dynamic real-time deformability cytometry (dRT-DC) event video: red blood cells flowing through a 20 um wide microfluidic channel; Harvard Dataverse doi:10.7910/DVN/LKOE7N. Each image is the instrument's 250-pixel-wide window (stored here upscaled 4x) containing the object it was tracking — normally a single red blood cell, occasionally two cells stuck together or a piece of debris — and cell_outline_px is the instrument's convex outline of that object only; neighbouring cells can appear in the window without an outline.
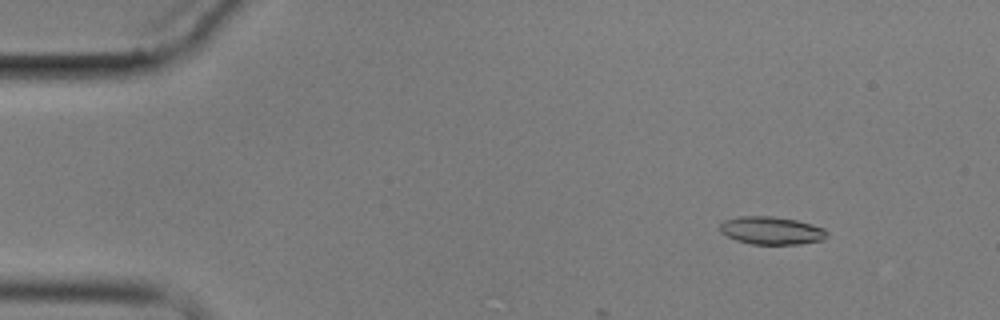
{"species": "common noctule bat (a hibernating species)", "species_latin": "Nyctalus noctula", "temperature_condition": "cold", "stored_images_in_passage": 3, "camera_frame_rate_fps": 3000, "um_per_image_px": 0.085, "animal": {"sex": "male", "body_mass_g": 17.9}, "frame": {"image": 1, "passage_image": 1, "time_ms": 0.0, "image_size_px": [1000, 320], "cell_outline_px": [[828, 232], [824, 240], [800, 244], [752, 244], [736, 240], [720, 232], [720, 224], [724, 220], [740, 216], [772, 216], [796, 220], [812, 224], [824, 228]], "centroid_in_image_um": [65.59, 19.59], "position_along_channel_um": 19.4, "area_um2": 17.4}}